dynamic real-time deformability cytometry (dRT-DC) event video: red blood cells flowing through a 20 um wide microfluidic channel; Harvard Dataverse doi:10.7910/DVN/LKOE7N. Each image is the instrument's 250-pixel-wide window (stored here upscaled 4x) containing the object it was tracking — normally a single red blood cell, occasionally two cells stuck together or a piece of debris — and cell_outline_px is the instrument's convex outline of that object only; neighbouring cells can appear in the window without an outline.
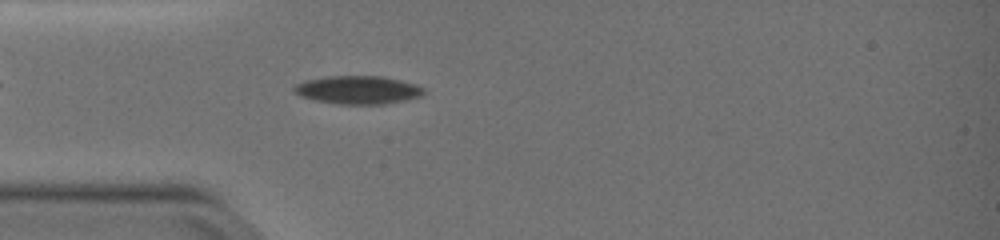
{"species": "common noctule bat (a hibernating species)", "species_latin": "Nyctalus noctula", "temperature_condition": "warm", "stored_images_in_passage": 42, "camera_frame_rate_fps": 3000, "um_per_image_px": 0.085, "animal": {"sex": "female", "body_mass_g": 19.0, "forearm_length_mm": 51.5}, "frame": {"image": 1, "passage_image": 6, "time_ms": 1.667, "image_size_px": [1000, 240], "cell_outline_px": [[424, 92], [420, 96], [404, 100], [384, 104], [340, 104], [316, 100], [300, 96], [292, 88], [296, 84], [304, 80], [328, 76], [384, 76], [416, 84], [424, 88]], "centroid_in_image_um": [30.42, 7.63], "position_along_channel_um": 54.6, "area_um2": 21.21}}
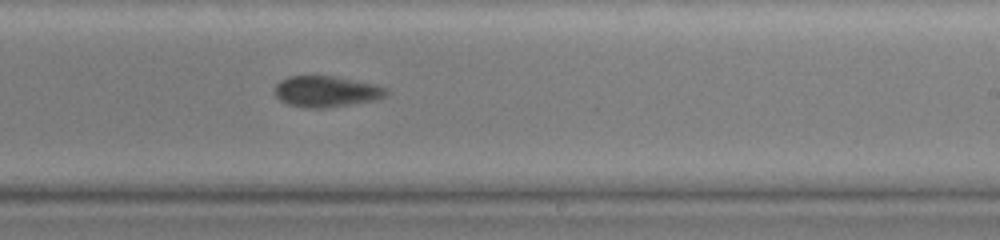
{"frame": {"image": 2, "passage_image": 23, "time_ms": 7.333, "image_size_px": [1000, 240], "cell_outline_px": [[388, 92], [384, 96], [376, 100], [324, 108], [308, 108], [288, 104], [280, 100], [272, 92], [272, 88], [280, 80], [288, 76], [332, 76], [376, 84], [388, 88]], "centroid_in_image_um": [27.69, 7.77], "position_along_channel_um": 261.3, "area_um2": 20.29}}
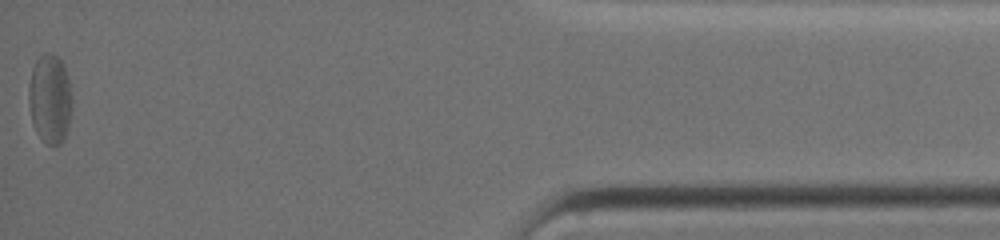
{"frame": {"image": 3, "passage_image": 42, "time_ms": 13.667, "image_size_px": [1000, 240], "cell_outline_px": [[72, 100], [68, 120], [64, 136], [60, 144], [48, 144], [40, 136], [32, 120], [28, 96], [28, 92], [32, 68], [36, 60], [44, 52], [48, 52], [56, 56], [64, 64], [68, 80]], "centroid_in_image_um": [4.23, 8.33], "position_along_channel_um": 431.0, "area_um2": 21.85}, "authors_computed_cell_mechanics": {"area_um2": 21.2126, "velocity_mm_per_s": 3.7443, "shape_relaxation_time_tau1_ms": null, "shape_relaxation_time_tau2_ms": 2.6923, "deformation_change_tau1": null, "deformation_change_tau2": 0.052}}